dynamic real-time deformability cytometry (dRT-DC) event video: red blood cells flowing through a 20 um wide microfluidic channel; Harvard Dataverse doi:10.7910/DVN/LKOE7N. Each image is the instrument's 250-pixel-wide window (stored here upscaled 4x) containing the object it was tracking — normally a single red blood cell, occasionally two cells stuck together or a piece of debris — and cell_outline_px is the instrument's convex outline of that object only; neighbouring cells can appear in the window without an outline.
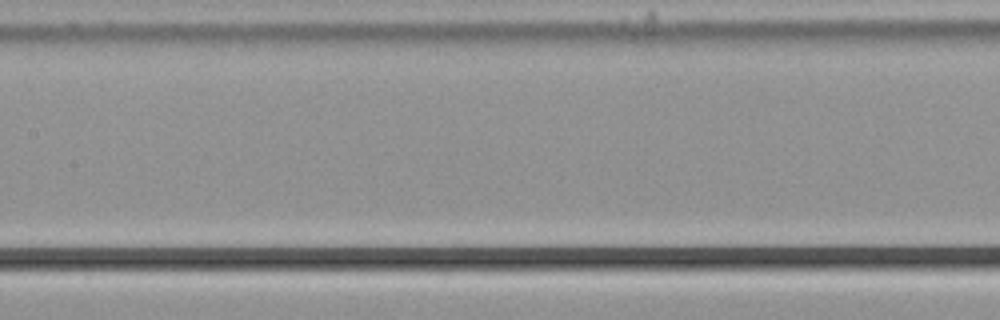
{"species": "common noctule bat (a hibernating species)", "species_latin": "Nyctalus noctula", "temperature_condition": "cold", "stored_images_in_passage": 5, "camera_frame_rate_fps": 3000, "um_per_image_px": 0.085, "animal": {"sex": "male", "body_mass_g": 21.5, "forearm_length_mm": 52.0}, "frame": {"image": 1, "passage_image": 5, "time_ms": 1.333, "image_size_px": [1000, 320], "cell_outline_px": [[828, 268], [764, 272], [700, 272], [700, 268], [712, 252], [804, 252]], "centroid_in_image_um": [64.53, 22.28], "position_along_channel_um": 142.9, "area_um2": 15.49}}